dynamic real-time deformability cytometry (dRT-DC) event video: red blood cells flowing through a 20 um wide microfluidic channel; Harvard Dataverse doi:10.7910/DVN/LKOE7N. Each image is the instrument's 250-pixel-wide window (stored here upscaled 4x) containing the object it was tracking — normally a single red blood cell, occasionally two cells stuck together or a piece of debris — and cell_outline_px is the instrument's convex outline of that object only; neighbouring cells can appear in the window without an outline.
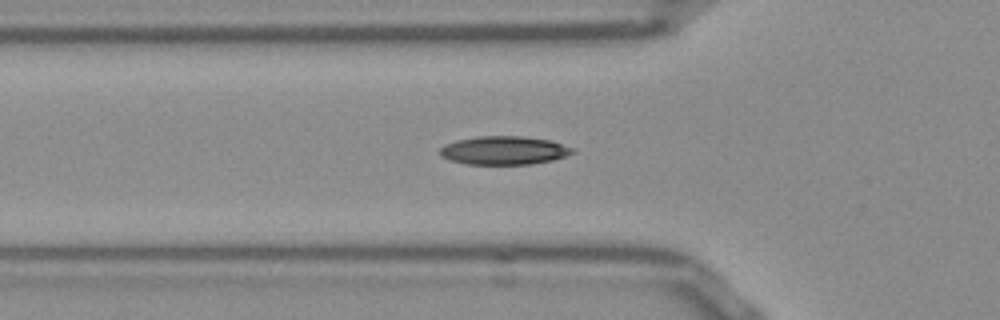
{"species": "Egyptian fruit bat (a non-hibernating species)", "species_latin": "Rousettus aegyptiacus", "temperature_condition": "room temperature", "stored_images_in_passage": 45, "camera_frame_rate_fps": 3000, "um_per_image_px": 0.085, "frame": {"image": 1, "passage_image": 17, "time_ms": 5.333, "image_size_px": [1000, 320], "cell_outline_px": [[576, 152], [552, 160], [528, 164], [468, 164], [448, 160], [440, 156], [440, 148], [444, 144], [456, 140], [476, 136], [524, 136], [552, 140], [576, 148]], "centroid_in_image_um": [42.85, 12.77], "position_along_channel_um": 83.0, "area_um2": 22.25}}
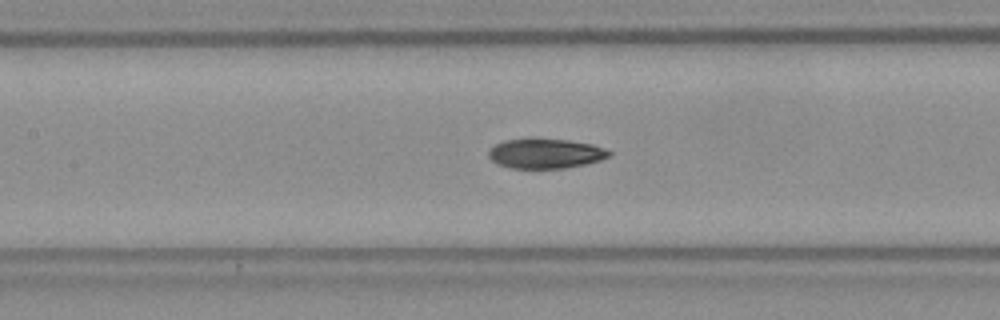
{"frame": {"image": 2, "passage_image": 23, "time_ms": 7.333, "image_size_px": [1000, 320], "cell_outline_px": [[612, 152], [608, 156], [600, 160], [584, 164], [564, 168], [512, 168], [500, 164], [492, 160], [488, 156], [488, 152], [496, 144], [504, 140], [568, 140], [592, 144], [604, 148]], "centroid_in_image_um": [46.39, 13.06], "position_along_channel_um": 161.0, "area_um2": 20.29}}
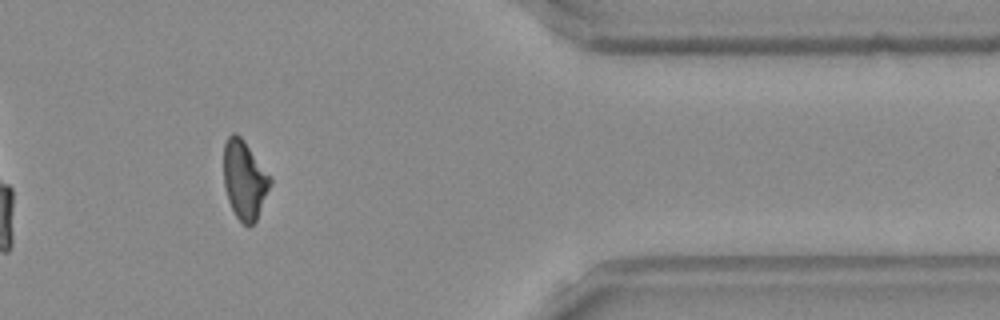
{"frame": {"image": 3, "passage_image": 43, "time_ms": 14.0, "image_size_px": [1000, 320], "cell_outline_px": [[272, 180], [256, 220], [252, 224], [244, 224], [236, 216], [228, 200], [224, 184], [224, 144], [228, 136], [232, 132], [236, 132], [240, 136]], "centroid_in_image_um": [20.75, 15.27], "position_along_channel_um": 390.7, "area_um2": 20.63}, "authors_computed_cell_mechanics": {"area_um2": 21.386, "velocity_mm_per_s": 3.8431, "shape_relaxation_time_tau1_ms": 6.4073, "shape_relaxation_time_tau2_ms": 7.1027, "deformation_change_tau1": 0.1563, "deformation_change_tau2": 0.1457}}